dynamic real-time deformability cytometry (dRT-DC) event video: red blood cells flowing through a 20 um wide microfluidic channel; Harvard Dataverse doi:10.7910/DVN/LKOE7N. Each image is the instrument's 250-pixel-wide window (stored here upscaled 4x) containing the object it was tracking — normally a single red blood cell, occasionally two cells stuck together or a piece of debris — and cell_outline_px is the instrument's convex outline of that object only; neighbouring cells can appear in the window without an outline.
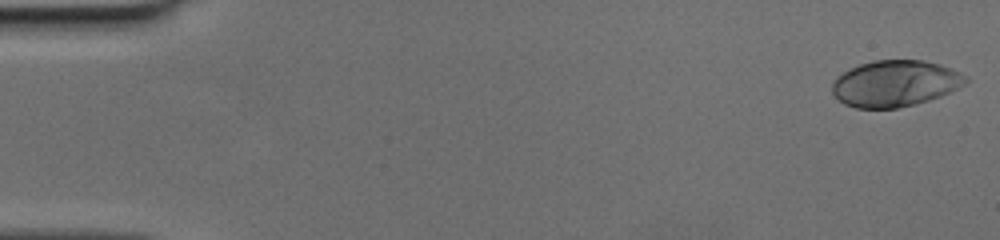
{"species": "human", "species_latin": "Homo sapiens", "temperature_condition": "cold", "stored_images_in_passage": 49, "camera_frame_rate_fps": 3000, "um_per_image_px": 0.085, "donor": {"sex": "female"}, "frame": {"image": 1, "passage_image": 1, "time_ms": 0.0, "image_size_px": [1000, 240], "cell_outline_px": [[968, 80], [964, 84], [940, 96], [916, 104], [896, 108], [856, 108], [844, 104], [832, 92], [832, 84], [836, 76], [860, 64], [872, 60], [924, 60], [940, 64], [952, 68], [960, 72]], "centroid_in_image_um": [76.07, 7.09], "position_along_channel_um": 8.9, "area_um2": 35.84}}
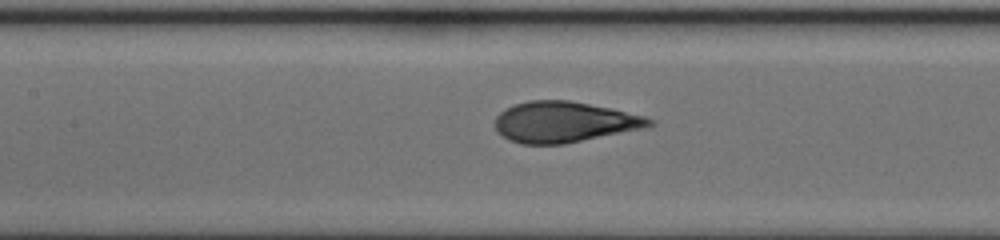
{"frame": {"image": 2, "passage_image": 23, "time_ms": 7.333, "image_size_px": [1000, 240], "cell_outline_px": [[656, 124], [640, 128], [564, 144], [520, 144], [508, 140], [496, 132], [496, 116], [504, 108], [528, 100], [568, 100], [608, 108], [644, 116], [656, 120]], "centroid_in_image_um": [47.88, 10.37], "position_along_channel_um": 159.5, "area_um2": 36.3}}
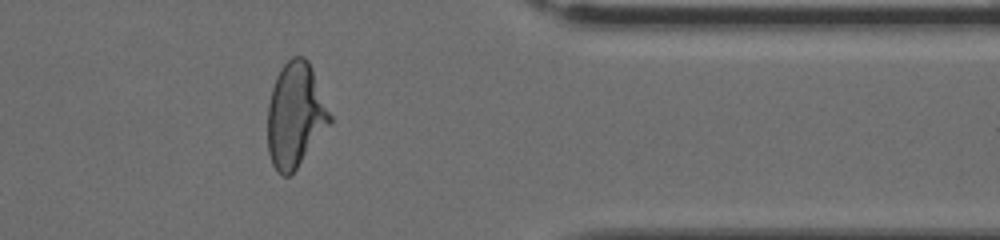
{"frame": {"image": 3, "passage_image": 40, "time_ms": 13.0, "image_size_px": [1000, 240], "cell_outline_px": [[332, 124], [296, 168], [288, 176], [280, 176], [276, 172], [272, 164], [268, 152], [268, 104], [272, 88], [276, 76], [280, 68], [292, 56], [304, 56], [308, 60], [312, 68], [332, 116]], "centroid_in_image_um": [25.11, 9.79], "position_along_channel_um": 386.3, "area_um2": 38.26}}